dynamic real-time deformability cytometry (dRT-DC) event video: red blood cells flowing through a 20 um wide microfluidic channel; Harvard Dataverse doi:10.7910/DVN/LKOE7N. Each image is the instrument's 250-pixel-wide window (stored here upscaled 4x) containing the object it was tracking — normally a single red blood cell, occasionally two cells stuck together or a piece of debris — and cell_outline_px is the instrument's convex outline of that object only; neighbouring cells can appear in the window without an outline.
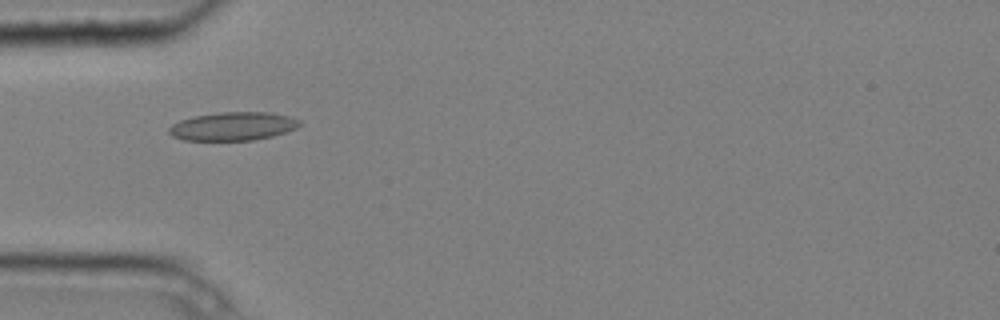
{"species": "common noctule bat (a hibernating species)", "species_latin": "Nyctalus noctula", "temperature_condition": "cold", "stored_images_in_passage": 7, "camera_frame_rate_fps": 3000, "um_per_image_px": 0.085, "animal": {"sex": "male", "body_mass_g": 20.4}, "frame": {"image": 1, "passage_image": 5, "time_ms": 1.333, "image_size_px": [1000, 320], "cell_outline_px": [[300, 124], [296, 128], [272, 136], [252, 140], [184, 140], [172, 136], [168, 132], [168, 128], [172, 124], [180, 120], [196, 116], [220, 112], [268, 112], [288, 116], [300, 120]], "centroid_in_image_um": [19.78, 10.73], "position_along_channel_um": 65.2, "area_um2": 21.44}}
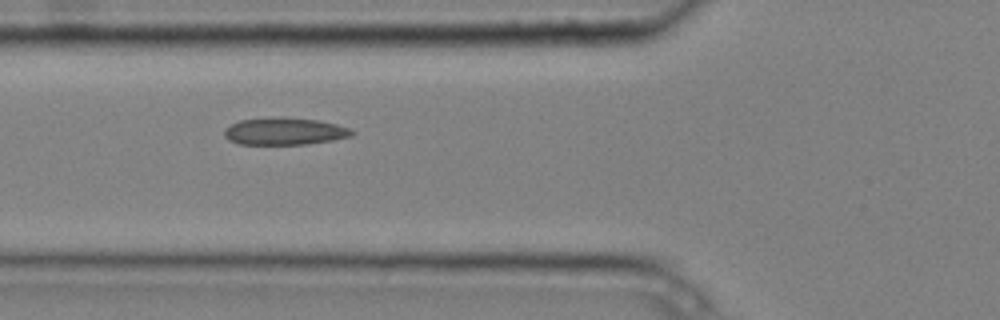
{"frame": {"image": 2, "passage_image": 6, "time_ms": 1.667, "image_size_px": [1000, 320], "cell_outline_px": [[356, 132], [352, 136], [332, 140], [308, 144], [240, 144], [228, 140], [224, 136], [224, 128], [240, 120], [272, 116], [316, 120], [336, 124], [348, 128]], "centroid_in_image_um": [24.16, 11.16], "position_along_channel_um": 101.6, "area_um2": 20.29}}
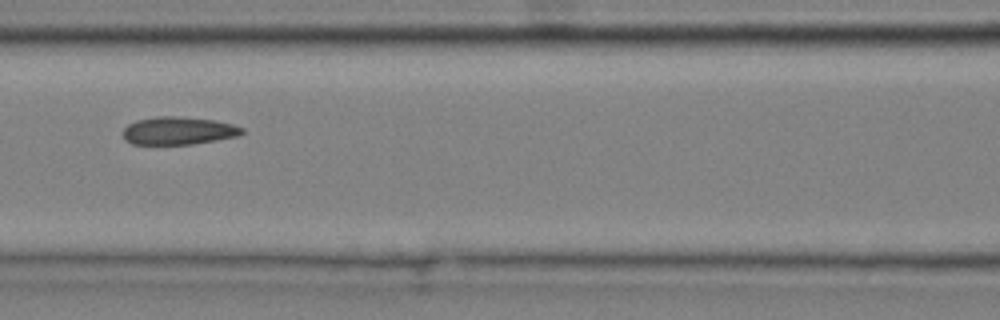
{"frame": {"image": 3, "passage_image": 7, "time_ms": 2.0, "image_size_px": [1000, 320], "cell_outline_px": [[244, 132], [240, 136], [192, 144], [132, 144], [124, 140], [124, 128], [128, 124], [136, 120], [156, 116], [176, 116], [216, 120], [232, 124], [244, 128]], "centroid_in_image_um": [15.18, 11.11], "position_along_channel_um": 151.4, "area_um2": 19.42}}